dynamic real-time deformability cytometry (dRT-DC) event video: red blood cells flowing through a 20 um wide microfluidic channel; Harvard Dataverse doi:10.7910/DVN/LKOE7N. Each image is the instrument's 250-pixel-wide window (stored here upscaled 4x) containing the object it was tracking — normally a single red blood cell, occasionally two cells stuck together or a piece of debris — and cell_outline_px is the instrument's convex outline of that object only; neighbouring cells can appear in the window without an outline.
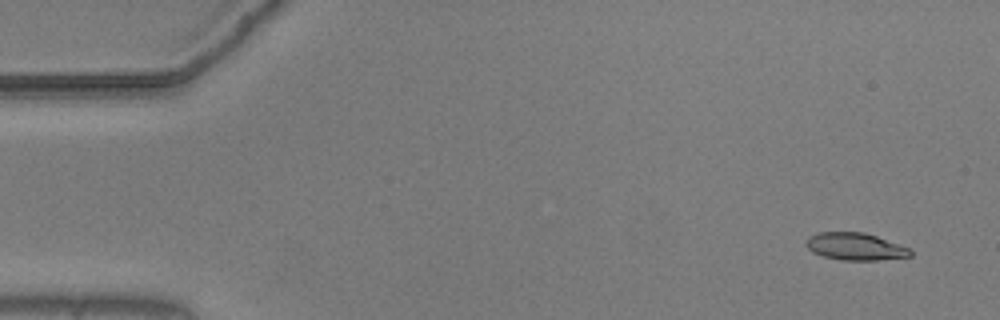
{"species": "common noctule bat (a hibernating species)", "species_latin": "Nyctalus noctula", "temperature_condition": "warm", "stored_images_in_passage": 55, "camera_frame_rate_fps": 3000, "um_per_image_px": 0.085, "animal": {"sex": "male", "body_mass_g": 20.5, "forearm_length_mm": 52.5}, "frame": {"image": 1, "passage_image": 3, "time_ms": 0.667, "image_size_px": [1000, 320], "cell_outline_px": [[912, 256], [876, 260], [840, 260], [824, 256], [812, 252], [804, 244], [808, 236], [816, 232], [864, 232], [912, 248]], "centroid_in_image_um": [72.69, 20.95], "position_along_channel_um": 12.3, "area_um2": 16.76}}
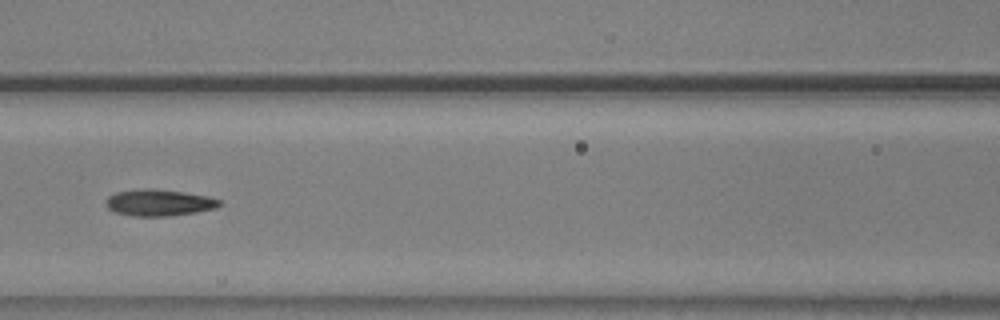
{"frame": {"image": 2, "passage_image": 24, "time_ms": 7.667, "image_size_px": [1000, 320], "cell_outline_px": [[224, 204], [216, 208], [196, 212], [172, 216], [136, 216], [116, 212], [108, 208], [104, 204], [108, 196], [116, 192], [144, 188], [152, 188], [184, 192], [208, 196], [224, 200]], "centroid_in_image_um": [13.57, 17.22], "position_along_channel_um": 153.0, "area_um2": 17.8}}
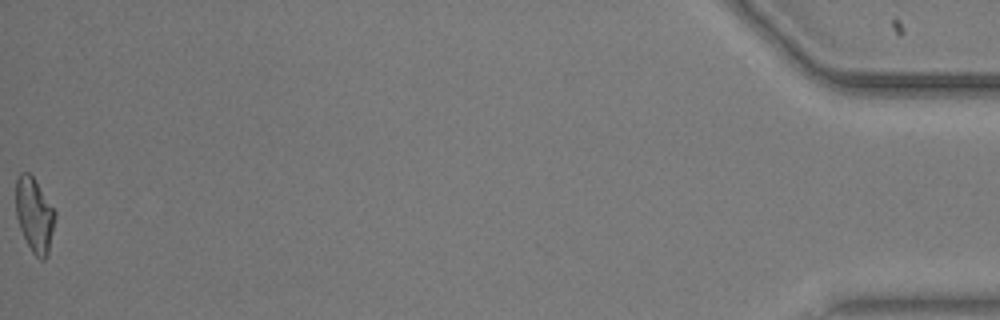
{"frame": {"image": 3, "passage_image": 55, "time_ms": 18.0, "image_size_px": [1000, 320], "cell_outline_px": [[56, 216], [48, 256], [44, 260], [40, 260], [32, 252], [20, 228], [16, 216], [16, 180], [20, 172], [28, 172], [32, 176], [56, 212]], "centroid_in_image_um": [2.93, 18.3], "position_along_channel_um": 432.3, "area_um2": 16.94}, "authors_computed_cell_mechanics": {"area_um2": 16.9932, "velocity_mm_per_s": 3.6856, "shape_relaxation_time_tau1_ms": 7.5316, "shape_relaxation_time_tau2_ms": 2.6138, "deformation_change_tau1": 0.2288, "deformation_change_tau2": 0.0985}}